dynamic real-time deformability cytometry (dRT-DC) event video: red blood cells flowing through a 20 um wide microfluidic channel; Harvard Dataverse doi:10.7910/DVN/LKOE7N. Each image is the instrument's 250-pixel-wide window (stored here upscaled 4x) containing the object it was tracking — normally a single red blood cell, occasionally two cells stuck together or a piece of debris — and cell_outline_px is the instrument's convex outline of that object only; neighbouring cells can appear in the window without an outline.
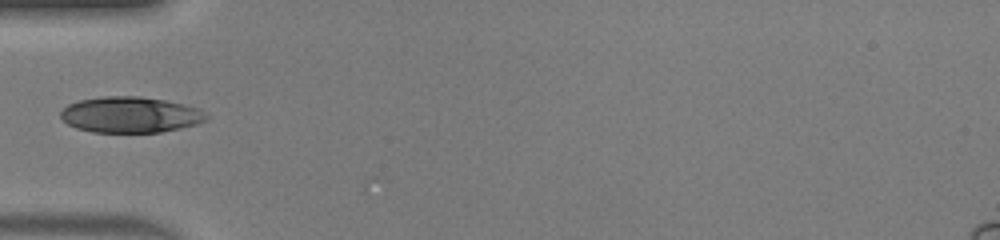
{"species": "human", "species_latin": "Homo sapiens", "temperature_condition": "warm", "stored_images_in_passage": 34, "camera_frame_rate_fps": 3000, "um_per_image_px": 0.085, "donor": {"sex": "male"}, "frame": {"image": 1, "passage_image": 1, "time_ms": 0.0, "image_size_px": [1000, 240], "cell_outline_px": [[208, 120], [196, 124], [180, 128], [160, 132], [92, 132], [76, 128], [68, 124], [60, 116], [60, 112], [68, 104], [80, 100], [104, 96], [140, 96], [164, 100], [200, 108], [208, 116]], "centroid_in_image_um": [11.09, 9.75], "position_along_channel_um": 73.9, "area_um2": 30.46}}
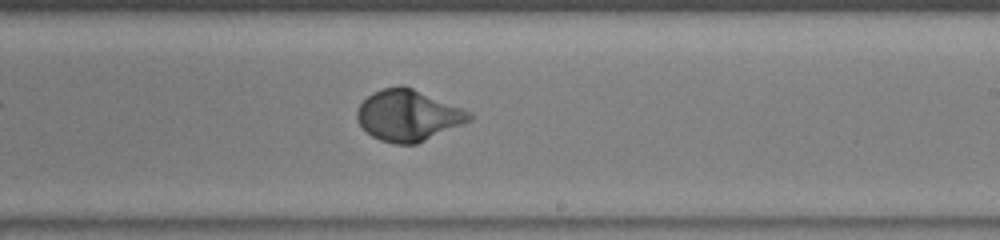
{"frame": {"image": 2, "passage_image": 14, "time_ms": 4.333, "image_size_px": [1000, 240], "cell_outline_px": [[472, 120], [416, 144], [396, 144], [380, 140], [372, 136], [360, 124], [356, 116], [356, 112], [360, 104], [372, 92], [384, 88], [400, 84], [412, 88], [472, 112]], "centroid_in_image_um": [34.69, 9.81], "position_along_channel_um": 254.3, "area_um2": 33.18}}
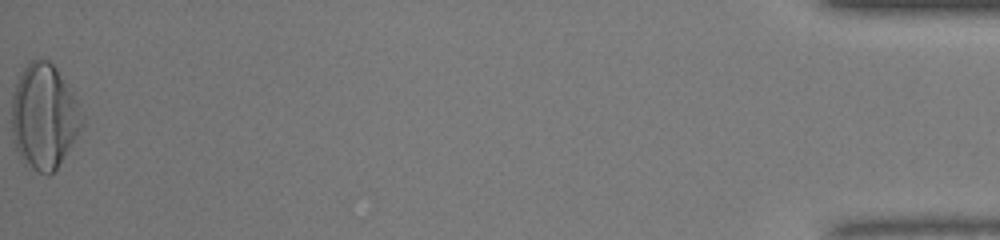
{"frame": {"image": 3, "passage_image": 34, "time_ms": 11.0, "image_size_px": [1000, 240], "cell_outline_px": [[84, 124], [56, 168], [48, 176], [36, 172], [24, 164], [12, 140], [12, 96], [16, 84], [24, 68], [32, 60], [40, 56], [48, 60], [56, 68], [72, 92], [84, 116]], "centroid_in_image_um": [3.73, 9.91], "position_along_channel_um": 431.5, "area_um2": 42.95}}